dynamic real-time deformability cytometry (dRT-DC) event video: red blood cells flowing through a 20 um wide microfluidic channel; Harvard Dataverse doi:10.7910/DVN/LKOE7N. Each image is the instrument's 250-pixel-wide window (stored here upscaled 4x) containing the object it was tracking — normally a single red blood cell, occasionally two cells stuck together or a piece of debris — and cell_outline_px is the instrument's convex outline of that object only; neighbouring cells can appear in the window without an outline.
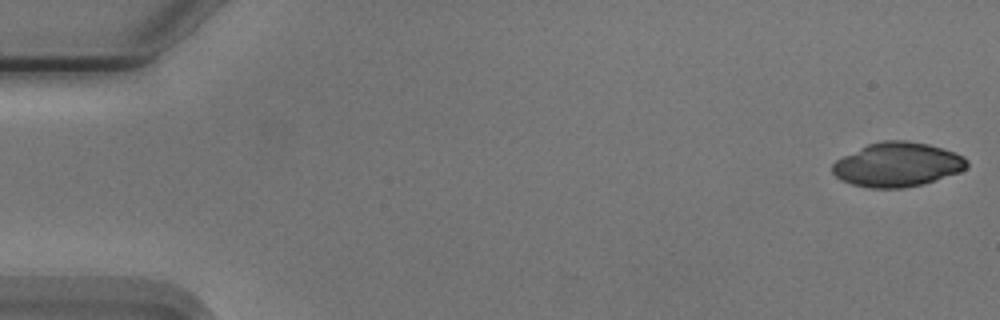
{"species": "Egyptian fruit bat (a non-hibernating species)", "species_latin": "Rousettus aegyptiacus", "temperature_condition": "cold", "stored_images_in_passage": 54, "camera_frame_rate_fps": 3000, "um_per_image_px": 0.085, "animal": {"sex": "male"}, "frame": {"image": 1, "passage_image": 1, "time_ms": 0.0, "image_size_px": [1000, 320], "cell_outline_px": [[968, 164], [960, 172], [920, 184], [900, 188], [872, 188], [852, 184], [840, 180], [832, 172], [832, 164], [836, 160], [868, 144], [884, 140], [904, 140], [928, 144], [964, 156], [968, 160]], "centroid_in_image_um": [76.25, 13.99], "position_along_channel_um": 8.7, "area_um2": 34.22}}